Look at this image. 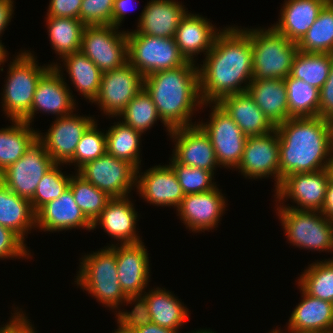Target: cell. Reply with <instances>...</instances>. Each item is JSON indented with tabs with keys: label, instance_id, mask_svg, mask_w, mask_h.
<instances>
[{
	"label": "cell",
	"instance_id": "1",
	"mask_svg": "<svg viewBox=\"0 0 333 333\" xmlns=\"http://www.w3.org/2000/svg\"><path fill=\"white\" fill-rule=\"evenodd\" d=\"M199 65V92L203 104L218 103L225 96L246 92L253 80L249 34L235 26L223 28L203 64Z\"/></svg>",
	"mask_w": 333,
	"mask_h": 333
},
{
	"label": "cell",
	"instance_id": "2",
	"mask_svg": "<svg viewBox=\"0 0 333 333\" xmlns=\"http://www.w3.org/2000/svg\"><path fill=\"white\" fill-rule=\"evenodd\" d=\"M279 137V185L287 175L331 168V122L320 116L289 118L275 127Z\"/></svg>",
	"mask_w": 333,
	"mask_h": 333
},
{
	"label": "cell",
	"instance_id": "3",
	"mask_svg": "<svg viewBox=\"0 0 333 333\" xmlns=\"http://www.w3.org/2000/svg\"><path fill=\"white\" fill-rule=\"evenodd\" d=\"M143 88L153 100L168 134L176 128L196 125L191 119L203 102L195 63L187 61L183 66L149 74L144 77Z\"/></svg>",
	"mask_w": 333,
	"mask_h": 333
},
{
	"label": "cell",
	"instance_id": "4",
	"mask_svg": "<svg viewBox=\"0 0 333 333\" xmlns=\"http://www.w3.org/2000/svg\"><path fill=\"white\" fill-rule=\"evenodd\" d=\"M109 246L80 258L82 262L74 282L98 302L117 310L120 304L133 302L124 294L119 283L116 244Z\"/></svg>",
	"mask_w": 333,
	"mask_h": 333
},
{
	"label": "cell",
	"instance_id": "5",
	"mask_svg": "<svg viewBox=\"0 0 333 333\" xmlns=\"http://www.w3.org/2000/svg\"><path fill=\"white\" fill-rule=\"evenodd\" d=\"M250 36L253 51V79H285L291 74L298 52L296 42L288 40L273 26L243 28Z\"/></svg>",
	"mask_w": 333,
	"mask_h": 333
},
{
	"label": "cell",
	"instance_id": "6",
	"mask_svg": "<svg viewBox=\"0 0 333 333\" xmlns=\"http://www.w3.org/2000/svg\"><path fill=\"white\" fill-rule=\"evenodd\" d=\"M8 65L3 88L2 107L10 120H23L31 110L34 93L40 78L52 67L38 66L31 51H21Z\"/></svg>",
	"mask_w": 333,
	"mask_h": 333
},
{
	"label": "cell",
	"instance_id": "7",
	"mask_svg": "<svg viewBox=\"0 0 333 333\" xmlns=\"http://www.w3.org/2000/svg\"><path fill=\"white\" fill-rule=\"evenodd\" d=\"M287 205L279 202L276 213L289 243L301 249L332 253L333 221L321 211L296 210Z\"/></svg>",
	"mask_w": 333,
	"mask_h": 333
},
{
	"label": "cell",
	"instance_id": "8",
	"mask_svg": "<svg viewBox=\"0 0 333 333\" xmlns=\"http://www.w3.org/2000/svg\"><path fill=\"white\" fill-rule=\"evenodd\" d=\"M127 42L128 62L143 77L157 71L183 66L187 62L181 55L174 38L127 31Z\"/></svg>",
	"mask_w": 333,
	"mask_h": 333
},
{
	"label": "cell",
	"instance_id": "9",
	"mask_svg": "<svg viewBox=\"0 0 333 333\" xmlns=\"http://www.w3.org/2000/svg\"><path fill=\"white\" fill-rule=\"evenodd\" d=\"M112 25L85 26L81 52L102 72L112 71L128 62L127 32Z\"/></svg>",
	"mask_w": 333,
	"mask_h": 333
},
{
	"label": "cell",
	"instance_id": "10",
	"mask_svg": "<svg viewBox=\"0 0 333 333\" xmlns=\"http://www.w3.org/2000/svg\"><path fill=\"white\" fill-rule=\"evenodd\" d=\"M207 104L212 107L210 120L206 123L197 122V124L209 136L219 166L237 168L247 136L218 103L203 105L208 106Z\"/></svg>",
	"mask_w": 333,
	"mask_h": 333
},
{
	"label": "cell",
	"instance_id": "11",
	"mask_svg": "<svg viewBox=\"0 0 333 333\" xmlns=\"http://www.w3.org/2000/svg\"><path fill=\"white\" fill-rule=\"evenodd\" d=\"M55 164L36 139L18 161L0 173V181L18 196L31 200L38 183Z\"/></svg>",
	"mask_w": 333,
	"mask_h": 333
},
{
	"label": "cell",
	"instance_id": "12",
	"mask_svg": "<svg viewBox=\"0 0 333 333\" xmlns=\"http://www.w3.org/2000/svg\"><path fill=\"white\" fill-rule=\"evenodd\" d=\"M77 173L111 198L127 197L136 185L137 169L109 154L85 163Z\"/></svg>",
	"mask_w": 333,
	"mask_h": 333
},
{
	"label": "cell",
	"instance_id": "13",
	"mask_svg": "<svg viewBox=\"0 0 333 333\" xmlns=\"http://www.w3.org/2000/svg\"><path fill=\"white\" fill-rule=\"evenodd\" d=\"M143 80V75L129 62L103 72L99 94L93 103L99 105L108 117H117L143 89Z\"/></svg>",
	"mask_w": 333,
	"mask_h": 333
},
{
	"label": "cell",
	"instance_id": "14",
	"mask_svg": "<svg viewBox=\"0 0 333 333\" xmlns=\"http://www.w3.org/2000/svg\"><path fill=\"white\" fill-rule=\"evenodd\" d=\"M333 175L332 168L312 173H296L282 179L279 187L274 190L278 202L285 198L293 200L296 210L321 211L323 208L329 179Z\"/></svg>",
	"mask_w": 333,
	"mask_h": 333
},
{
	"label": "cell",
	"instance_id": "15",
	"mask_svg": "<svg viewBox=\"0 0 333 333\" xmlns=\"http://www.w3.org/2000/svg\"><path fill=\"white\" fill-rule=\"evenodd\" d=\"M50 65L52 67L37 84L30 113L23 119L24 122L32 123L37 111L59 118L72 114L76 108V99L64 80L62 67L58 66L61 64L56 62Z\"/></svg>",
	"mask_w": 333,
	"mask_h": 333
},
{
	"label": "cell",
	"instance_id": "16",
	"mask_svg": "<svg viewBox=\"0 0 333 333\" xmlns=\"http://www.w3.org/2000/svg\"><path fill=\"white\" fill-rule=\"evenodd\" d=\"M279 159V137L275 129L262 136L247 137L236 169L241 175L254 180L274 177L276 190L279 187Z\"/></svg>",
	"mask_w": 333,
	"mask_h": 333
},
{
	"label": "cell",
	"instance_id": "17",
	"mask_svg": "<svg viewBox=\"0 0 333 333\" xmlns=\"http://www.w3.org/2000/svg\"><path fill=\"white\" fill-rule=\"evenodd\" d=\"M95 121L91 116H77L74 113L59 117L46 134L38 131L37 139L56 164L68 165L83 134Z\"/></svg>",
	"mask_w": 333,
	"mask_h": 333
},
{
	"label": "cell",
	"instance_id": "18",
	"mask_svg": "<svg viewBox=\"0 0 333 333\" xmlns=\"http://www.w3.org/2000/svg\"><path fill=\"white\" fill-rule=\"evenodd\" d=\"M116 259L121 289L134 304L150 282L149 257L144 242L116 244Z\"/></svg>",
	"mask_w": 333,
	"mask_h": 333
},
{
	"label": "cell",
	"instance_id": "19",
	"mask_svg": "<svg viewBox=\"0 0 333 333\" xmlns=\"http://www.w3.org/2000/svg\"><path fill=\"white\" fill-rule=\"evenodd\" d=\"M175 147L172 158L180 164L198 167L214 174L219 167L209 136L198 125L180 127L169 132Z\"/></svg>",
	"mask_w": 333,
	"mask_h": 333
},
{
	"label": "cell",
	"instance_id": "20",
	"mask_svg": "<svg viewBox=\"0 0 333 333\" xmlns=\"http://www.w3.org/2000/svg\"><path fill=\"white\" fill-rule=\"evenodd\" d=\"M225 201L226 198L216 186L207 192L185 195L176 210L186 228L192 232H204L218 226L227 207Z\"/></svg>",
	"mask_w": 333,
	"mask_h": 333
},
{
	"label": "cell",
	"instance_id": "21",
	"mask_svg": "<svg viewBox=\"0 0 333 333\" xmlns=\"http://www.w3.org/2000/svg\"><path fill=\"white\" fill-rule=\"evenodd\" d=\"M142 295L134 303L133 309L142 318L180 333L178 329L188 320L190 314L187 306L185 307L172 291L161 287L145 291Z\"/></svg>",
	"mask_w": 333,
	"mask_h": 333
},
{
	"label": "cell",
	"instance_id": "22",
	"mask_svg": "<svg viewBox=\"0 0 333 333\" xmlns=\"http://www.w3.org/2000/svg\"><path fill=\"white\" fill-rule=\"evenodd\" d=\"M135 187L147 203L161 207L177 209L185 196L173 168L168 164L154 166L143 173L137 169Z\"/></svg>",
	"mask_w": 333,
	"mask_h": 333
},
{
	"label": "cell",
	"instance_id": "23",
	"mask_svg": "<svg viewBox=\"0 0 333 333\" xmlns=\"http://www.w3.org/2000/svg\"><path fill=\"white\" fill-rule=\"evenodd\" d=\"M36 228L56 232L82 228L92 230V223L76 204L68 187L57 199L48 202L36 212Z\"/></svg>",
	"mask_w": 333,
	"mask_h": 333
},
{
	"label": "cell",
	"instance_id": "24",
	"mask_svg": "<svg viewBox=\"0 0 333 333\" xmlns=\"http://www.w3.org/2000/svg\"><path fill=\"white\" fill-rule=\"evenodd\" d=\"M209 20L202 15L190 12H187L181 19L174 39L186 61L195 63L193 58L200 52H205L206 55L212 49L215 39L222 29L218 30Z\"/></svg>",
	"mask_w": 333,
	"mask_h": 333
},
{
	"label": "cell",
	"instance_id": "25",
	"mask_svg": "<svg viewBox=\"0 0 333 333\" xmlns=\"http://www.w3.org/2000/svg\"><path fill=\"white\" fill-rule=\"evenodd\" d=\"M130 200L129 196L112 198L92 223V230L100 225L104 232L121 244L141 242L140 236L136 233L138 212Z\"/></svg>",
	"mask_w": 333,
	"mask_h": 333
},
{
	"label": "cell",
	"instance_id": "26",
	"mask_svg": "<svg viewBox=\"0 0 333 333\" xmlns=\"http://www.w3.org/2000/svg\"><path fill=\"white\" fill-rule=\"evenodd\" d=\"M184 6L175 0H151L139 15L137 29L131 32L174 38L181 19L188 12Z\"/></svg>",
	"mask_w": 333,
	"mask_h": 333
},
{
	"label": "cell",
	"instance_id": "27",
	"mask_svg": "<svg viewBox=\"0 0 333 333\" xmlns=\"http://www.w3.org/2000/svg\"><path fill=\"white\" fill-rule=\"evenodd\" d=\"M299 289L303 299L291 313L287 333H333V303Z\"/></svg>",
	"mask_w": 333,
	"mask_h": 333
},
{
	"label": "cell",
	"instance_id": "28",
	"mask_svg": "<svg viewBox=\"0 0 333 333\" xmlns=\"http://www.w3.org/2000/svg\"><path fill=\"white\" fill-rule=\"evenodd\" d=\"M330 0H285L281 16L272 26L288 40L298 43Z\"/></svg>",
	"mask_w": 333,
	"mask_h": 333
},
{
	"label": "cell",
	"instance_id": "29",
	"mask_svg": "<svg viewBox=\"0 0 333 333\" xmlns=\"http://www.w3.org/2000/svg\"><path fill=\"white\" fill-rule=\"evenodd\" d=\"M218 104L247 137L262 136L275 130V126L247 92L225 96Z\"/></svg>",
	"mask_w": 333,
	"mask_h": 333
},
{
	"label": "cell",
	"instance_id": "30",
	"mask_svg": "<svg viewBox=\"0 0 333 333\" xmlns=\"http://www.w3.org/2000/svg\"><path fill=\"white\" fill-rule=\"evenodd\" d=\"M246 92L275 127L288 119L284 79H253Z\"/></svg>",
	"mask_w": 333,
	"mask_h": 333
},
{
	"label": "cell",
	"instance_id": "31",
	"mask_svg": "<svg viewBox=\"0 0 333 333\" xmlns=\"http://www.w3.org/2000/svg\"><path fill=\"white\" fill-rule=\"evenodd\" d=\"M0 225L12 230L24 242L29 230L36 228V213L28 199L18 196L0 181Z\"/></svg>",
	"mask_w": 333,
	"mask_h": 333
},
{
	"label": "cell",
	"instance_id": "32",
	"mask_svg": "<svg viewBox=\"0 0 333 333\" xmlns=\"http://www.w3.org/2000/svg\"><path fill=\"white\" fill-rule=\"evenodd\" d=\"M62 62L74 88L93 103L99 94L103 72L81 51L64 56Z\"/></svg>",
	"mask_w": 333,
	"mask_h": 333
},
{
	"label": "cell",
	"instance_id": "33",
	"mask_svg": "<svg viewBox=\"0 0 333 333\" xmlns=\"http://www.w3.org/2000/svg\"><path fill=\"white\" fill-rule=\"evenodd\" d=\"M13 125L0 129V173L18 161L37 139L35 131L23 120H11Z\"/></svg>",
	"mask_w": 333,
	"mask_h": 333
},
{
	"label": "cell",
	"instance_id": "34",
	"mask_svg": "<svg viewBox=\"0 0 333 333\" xmlns=\"http://www.w3.org/2000/svg\"><path fill=\"white\" fill-rule=\"evenodd\" d=\"M46 23L52 49L63 58L81 50L82 32L85 25L80 19L47 16Z\"/></svg>",
	"mask_w": 333,
	"mask_h": 333
},
{
	"label": "cell",
	"instance_id": "35",
	"mask_svg": "<svg viewBox=\"0 0 333 333\" xmlns=\"http://www.w3.org/2000/svg\"><path fill=\"white\" fill-rule=\"evenodd\" d=\"M142 133L125 125L115 123L106 131L107 154L127 161L140 170V140Z\"/></svg>",
	"mask_w": 333,
	"mask_h": 333
},
{
	"label": "cell",
	"instance_id": "36",
	"mask_svg": "<svg viewBox=\"0 0 333 333\" xmlns=\"http://www.w3.org/2000/svg\"><path fill=\"white\" fill-rule=\"evenodd\" d=\"M288 100V119L319 116L320 90L291 75L284 79Z\"/></svg>",
	"mask_w": 333,
	"mask_h": 333
},
{
	"label": "cell",
	"instance_id": "37",
	"mask_svg": "<svg viewBox=\"0 0 333 333\" xmlns=\"http://www.w3.org/2000/svg\"><path fill=\"white\" fill-rule=\"evenodd\" d=\"M297 46L299 51L306 53L333 54V0L319 12L318 18Z\"/></svg>",
	"mask_w": 333,
	"mask_h": 333
},
{
	"label": "cell",
	"instance_id": "38",
	"mask_svg": "<svg viewBox=\"0 0 333 333\" xmlns=\"http://www.w3.org/2000/svg\"><path fill=\"white\" fill-rule=\"evenodd\" d=\"M332 62L333 54L306 53L298 50L292 62L290 75L320 90L330 74Z\"/></svg>",
	"mask_w": 333,
	"mask_h": 333
},
{
	"label": "cell",
	"instance_id": "39",
	"mask_svg": "<svg viewBox=\"0 0 333 333\" xmlns=\"http://www.w3.org/2000/svg\"><path fill=\"white\" fill-rule=\"evenodd\" d=\"M298 280L307 294L333 303V257L309 264Z\"/></svg>",
	"mask_w": 333,
	"mask_h": 333
},
{
	"label": "cell",
	"instance_id": "40",
	"mask_svg": "<svg viewBox=\"0 0 333 333\" xmlns=\"http://www.w3.org/2000/svg\"><path fill=\"white\" fill-rule=\"evenodd\" d=\"M69 187L72 190L76 204L91 223L98 218L102 210L112 199L107 193L85 180L77 172L75 176L71 175Z\"/></svg>",
	"mask_w": 333,
	"mask_h": 333
},
{
	"label": "cell",
	"instance_id": "41",
	"mask_svg": "<svg viewBox=\"0 0 333 333\" xmlns=\"http://www.w3.org/2000/svg\"><path fill=\"white\" fill-rule=\"evenodd\" d=\"M118 117H122L125 125L142 134L153 127L157 120L161 121L153 100L144 88L127 104Z\"/></svg>",
	"mask_w": 333,
	"mask_h": 333
},
{
	"label": "cell",
	"instance_id": "42",
	"mask_svg": "<svg viewBox=\"0 0 333 333\" xmlns=\"http://www.w3.org/2000/svg\"><path fill=\"white\" fill-rule=\"evenodd\" d=\"M55 164L41 179L33 198L30 200L36 213L42 206L57 199L68 187L71 176H65L59 166Z\"/></svg>",
	"mask_w": 333,
	"mask_h": 333
},
{
	"label": "cell",
	"instance_id": "43",
	"mask_svg": "<svg viewBox=\"0 0 333 333\" xmlns=\"http://www.w3.org/2000/svg\"><path fill=\"white\" fill-rule=\"evenodd\" d=\"M170 162L169 165L173 168L185 195L207 192L217 186L216 182L212 181V172L177 163L172 157Z\"/></svg>",
	"mask_w": 333,
	"mask_h": 333
},
{
	"label": "cell",
	"instance_id": "44",
	"mask_svg": "<svg viewBox=\"0 0 333 333\" xmlns=\"http://www.w3.org/2000/svg\"><path fill=\"white\" fill-rule=\"evenodd\" d=\"M106 153V133L99 131L97 121H95L83 134L77 144L74 157L68 163L69 165L73 163L79 169L85 163L95 160Z\"/></svg>",
	"mask_w": 333,
	"mask_h": 333
},
{
	"label": "cell",
	"instance_id": "45",
	"mask_svg": "<svg viewBox=\"0 0 333 333\" xmlns=\"http://www.w3.org/2000/svg\"><path fill=\"white\" fill-rule=\"evenodd\" d=\"M114 0H83L80 20L85 26L112 25Z\"/></svg>",
	"mask_w": 333,
	"mask_h": 333
},
{
	"label": "cell",
	"instance_id": "46",
	"mask_svg": "<svg viewBox=\"0 0 333 333\" xmlns=\"http://www.w3.org/2000/svg\"><path fill=\"white\" fill-rule=\"evenodd\" d=\"M26 243L12 230L0 225V259L31 258Z\"/></svg>",
	"mask_w": 333,
	"mask_h": 333
},
{
	"label": "cell",
	"instance_id": "47",
	"mask_svg": "<svg viewBox=\"0 0 333 333\" xmlns=\"http://www.w3.org/2000/svg\"><path fill=\"white\" fill-rule=\"evenodd\" d=\"M116 317L122 316L133 328L135 333H178L175 330L163 328L147 319L142 318L134 309L127 312L118 309ZM118 312V313H117Z\"/></svg>",
	"mask_w": 333,
	"mask_h": 333
},
{
	"label": "cell",
	"instance_id": "48",
	"mask_svg": "<svg viewBox=\"0 0 333 333\" xmlns=\"http://www.w3.org/2000/svg\"><path fill=\"white\" fill-rule=\"evenodd\" d=\"M82 1L83 0H50L46 16L80 19Z\"/></svg>",
	"mask_w": 333,
	"mask_h": 333
},
{
	"label": "cell",
	"instance_id": "49",
	"mask_svg": "<svg viewBox=\"0 0 333 333\" xmlns=\"http://www.w3.org/2000/svg\"><path fill=\"white\" fill-rule=\"evenodd\" d=\"M319 116L326 120H333V62L327 80L320 89Z\"/></svg>",
	"mask_w": 333,
	"mask_h": 333
},
{
	"label": "cell",
	"instance_id": "50",
	"mask_svg": "<svg viewBox=\"0 0 333 333\" xmlns=\"http://www.w3.org/2000/svg\"><path fill=\"white\" fill-rule=\"evenodd\" d=\"M20 308L15 313H11L13 316L11 317L9 323L7 322L3 327H0V333H36L37 331L32 326V323L27 318L26 313L21 311ZM18 311V312H17ZM22 312V313H21ZM31 323V324H30Z\"/></svg>",
	"mask_w": 333,
	"mask_h": 333
},
{
	"label": "cell",
	"instance_id": "51",
	"mask_svg": "<svg viewBox=\"0 0 333 333\" xmlns=\"http://www.w3.org/2000/svg\"><path fill=\"white\" fill-rule=\"evenodd\" d=\"M132 0H114L113 11H112V26L120 28L122 20L129 11V6Z\"/></svg>",
	"mask_w": 333,
	"mask_h": 333
},
{
	"label": "cell",
	"instance_id": "52",
	"mask_svg": "<svg viewBox=\"0 0 333 333\" xmlns=\"http://www.w3.org/2000/svg\"><path fill=\"white\" fill-rule=\"evenodd\" d=\"M13 3V0H0V36H2L1 33L3 34L13 17Z\"/></svg>",
	"mask_w": 333,
	"mask_h": 333
},
{
	"label": "cell",
	"instance_id": "53",
	"mask_svg": "<svg viewBox=\"0 0 333 333\" xmlns=\"http://www.w3.org/2000/svg\"><path fill=\"white\" fill-rule=\"evenodd\" d=\"M321 213L327 219L333 221V175L329 179V184Z\"/></svg>",
	"mask_w": 333,
	"mask_h": 333
},
{
	"label": "cell",
	"instance_id": "54",
	"mask_svg": "<svg viewBox=\"0 0 333 333\" xmlns=\"http://www.w3.org/2000/svg\"><path fill=\"white\" fill-rule=\"evenodd\" d=\"M118 329L112 333H135L132 326L122 317L117 316Z\"/></svg>",
	"mask_w": 333,
	"mask_h": 333
},
{
	"label": "cell",
	"instance_id": "55",
	"mask_svg": "<svg viewBox=\"0 0 333 333\" xmlns=\"http://www.w3.org/2000/svg\"><path fill=\"white\" fill-rule=\"evenodd\" d=\"M1 41L2 40H0V67L2 64L4 65V63L7 62L6 58L8 57L7 50H5Z\"/></svg>",
	"mask_w": 333,
	"mask_h": 333
},
{
	"label": "cell",
	"instance_id": "56",
	"mask_svg": "<svg viewBox=\"0 0 333 333\" xmlns=\"http://www.w3.org/2000/svg\"><path fill=\"white\" fill-rule=\"evenodd\" d=\"M191 333H214V331L210 330V329H199V330H196V331H192ZM216 333V332H215Z\"/></svg>",
	"mask_w": 333,
	"mask_h": 333
},
{
	"label": "cell",
	"instance_id": "57",
	"mask_svg": "<svg viewBox=\"0 0 333 333\" xmlns=\"http://www.w3.org/2000/svg\"><path fill=\"white\" fill-rule=\"evenodd\" d=\"M331 122V142H332V158H333V120Z\"/></svg>",
	"mask_w": 333,
	"mask_h": 333
},
{
	"label": "cell",
	"instance_id": "58",
	"mask_svg": "<svg viewBox=\"0 0 333 333\" xmlns=\"http://www.w3.org/2000/svg\"><path fill=\"white\" fill-rule=\"evenodd\" d=\"M269 333H286V332H282L281 329H279V330H277V329H273V330H271V332H269Z\"/></svg>",
	"mask_w": 333,
	"mask_h": 333
}]
</instances>
